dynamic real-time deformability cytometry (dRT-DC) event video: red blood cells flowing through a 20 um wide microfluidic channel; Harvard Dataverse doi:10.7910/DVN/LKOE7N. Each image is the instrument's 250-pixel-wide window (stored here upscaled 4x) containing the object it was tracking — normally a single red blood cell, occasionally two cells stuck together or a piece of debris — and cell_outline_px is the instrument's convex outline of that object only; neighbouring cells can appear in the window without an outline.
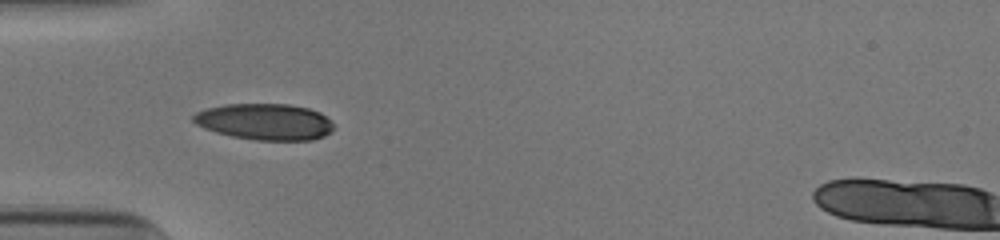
{"species": "human", "species_latin": "Homo sapiens", "temperature_condition": "cold", "stored_images_in_passage": 36, "camera_frame_rate_fps": 3000, "um_per_image_px": 0.085, "donor": {"sex": "male"}, "frame": {"image": 1, "passage_image": 1, "time_ms": 0.0, "image_size_px": [1000, 240], "cell_outline_px": [[332, 128], [324, 136], [312, 140], [256, 140], [232, 136], [216, 132], [204, 128], [196, 124], [192, 120], [192, 116], [196, 112], [208, 108], [224, 104], [288, 104], [308, 108], [320, 112], [332, 124]], "centroid_in_image_um": [22.47, 10.34], "position_along_channel_um": 62.5, "area_um2": 29.48}}
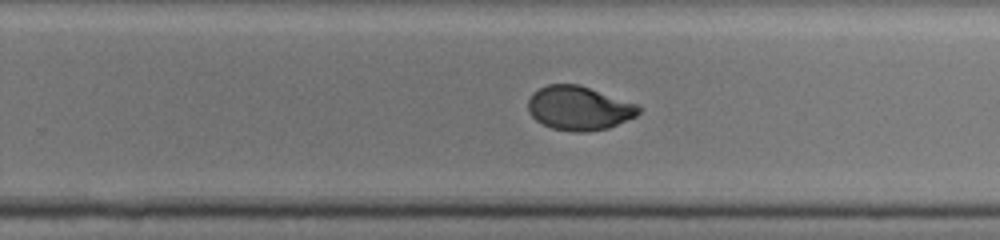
{"frame": {"image": 2, "passage_image": 18, "time_ms": 5.667, "image_size_px": [1000, 240], "cell_outline_px": [[640, 112], [636, 116], [608, 128], [588, 132], [572, 132], [552, 128], [536, 120], [528, 112], [528, 100], [532, 92], [548, 84], [580, 84], [636, 104], [640, 108]], "centroid_in_image_um": [49.19, 9.19], "position_along_channel_um": 280.6, "area_um2": 28.38}}
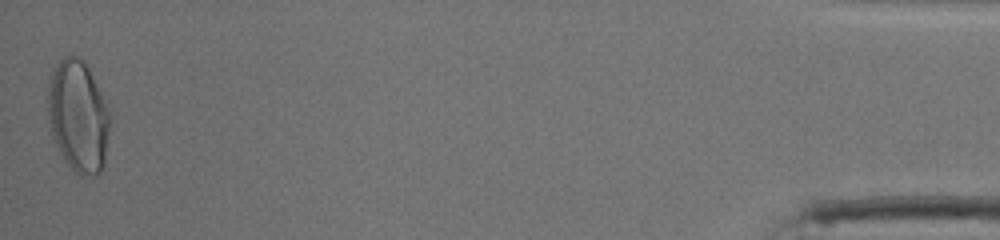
{"frame": {"image": 3, "passage_image": 36, "time_ms": 11.667, "image_size_px": [1000, 240], "cell_outline_px": [[112, 112], [104, 168], [100, 172], [80, 176], [64, 160], [52, 136], [48, 116], [48, 76], [56, 64], [64, 56], [80, 56], [84, 60]], "centroid_in_image_um": [6.66, 9.84], "position_along_channel_um": 428.5, "area_um2": 40.98}, "authors_computed_cell_mechanics": {"area_um2": 29.3046, "velocity_mm_per_s": 3.9105, "shape_relaxation_time_tau1_ms": 4.4029, "shape_relaxation_time_tau2_ms": 0.8758, "deformation_change_tau1": 0.1795, "deformation_change_tau2": 0.0422}}